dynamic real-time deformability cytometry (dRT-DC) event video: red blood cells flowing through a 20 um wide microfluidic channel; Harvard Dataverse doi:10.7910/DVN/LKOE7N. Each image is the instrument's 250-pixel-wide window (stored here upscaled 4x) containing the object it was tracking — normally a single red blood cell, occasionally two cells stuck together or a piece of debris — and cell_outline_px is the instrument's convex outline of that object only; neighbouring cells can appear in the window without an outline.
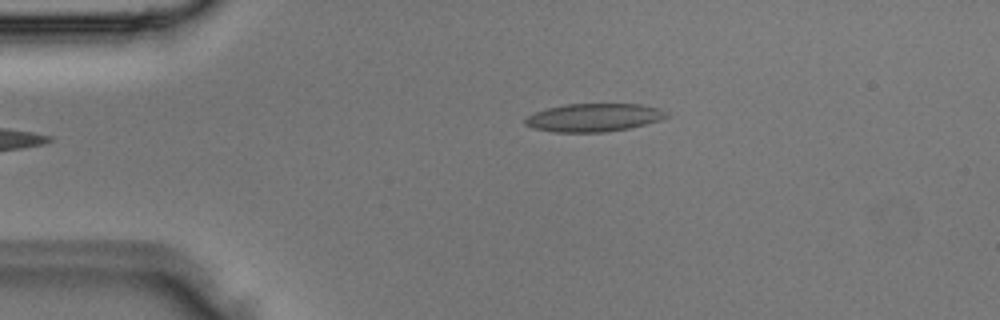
{"species": "Egyptian fruit bat (a non-hibernating species)", "species_latin": "Rousettus aegyptiacus", "temperature_condition": "room temperature", "stored_images_in_passage": 2, "camera_frame_rate_fps": 3000, "um_per_image_px": 0.085, "animal": {"sex": "male"}, "frame": {"image": 1, "passage_image": 2, "time_ms": 0.333, "image_size_px": [1000, 320], "cell_outline_px": [[668, 116], [660, 120], [628, 128], [604, 132], [556, 132], [532, 128], [524, 124], [524, 120], [532, 112], [548, 108], [568, 104], [640, 104], [660, 108], [668, 112]], "centroid_in_image_um": [50.46, 9.99], "position_along_channel_um": 34.5, "area_um2": 23.12}}